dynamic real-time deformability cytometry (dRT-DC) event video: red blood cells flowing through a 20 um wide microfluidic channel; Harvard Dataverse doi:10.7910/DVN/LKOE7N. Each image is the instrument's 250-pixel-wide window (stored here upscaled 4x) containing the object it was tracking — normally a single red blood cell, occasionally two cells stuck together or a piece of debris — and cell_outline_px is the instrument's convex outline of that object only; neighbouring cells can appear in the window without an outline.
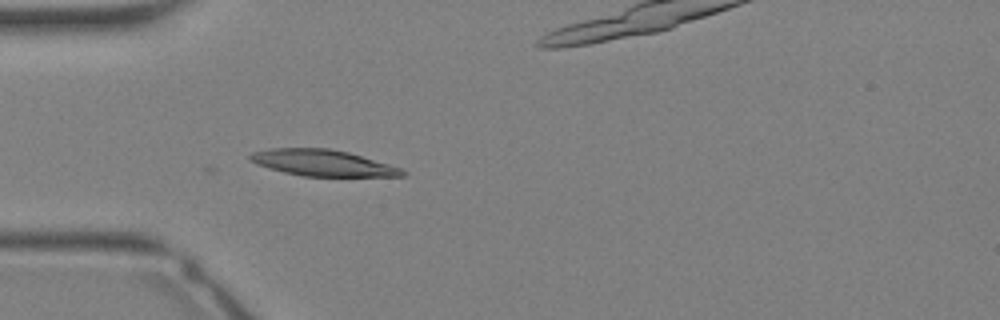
{"species": "Egyptian fruit bat (a non-hibernating species)", "species_latin": "Rousettus aegyptiacus", "temperature_condition": "warm", "stored_images_in_passage": 34, "camera_frame_rate_fps": 3000, "um_per_image_px": 0.085, "animal": {"sex": "female"}, "frame": {"image": 1, "passage_image": 10, "time_ms": 3.0, "image_size_px": [1000, 320], "cell_outline_px": [[408, 172], [404, 176], [304, 176], [284, 172], [256, 164], [248, 156], [252, 152], [268, 148], [328, 148], [348, 152], [388, 164], [400, 168]], "centroid_in_image_um": [27.41, 13.84], "position_along_channel_um": 57.6, "area_um2": 23.06}}
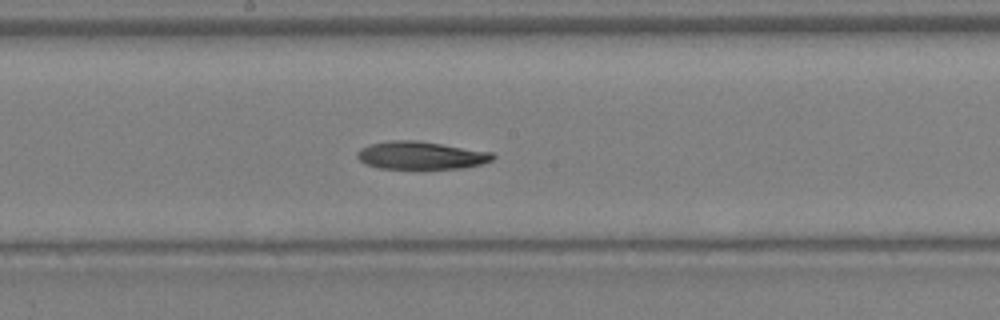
{"frame": {"image": 2, "passage_image": 18, "time_ms": 5.667, "image_size_px": [1000, 320], "cell_outline_px": [[496, 156], [492, 160], [480, 164], [464, 168], [380, 168], [364, 164], [356, 156], [356, 152], [360, 148], [368, 144], [388, 140], [416, 140], [492, 152]], "centroid_in_image_um": [35.73, 13.2], "position_along_channel_um": 212.5, "area_um2": 21.96}}
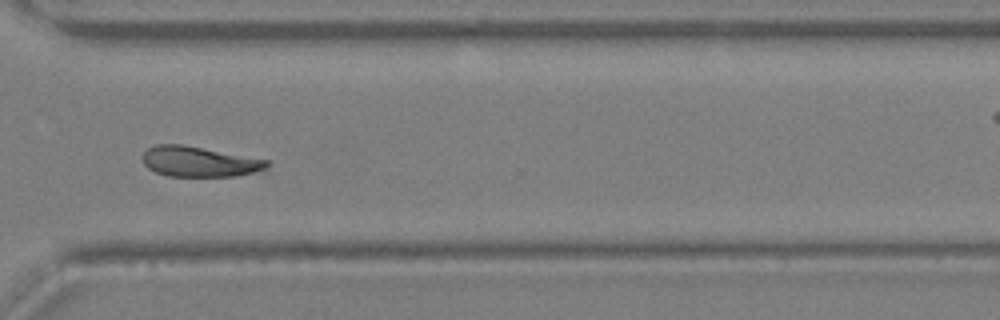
{"frame": {"image": 3, "passage_image": 25, "time_ms": 8.0, "image_size_px": [1000, 320], "cell_outline_px": [[268, 168], [236, 176], [168, 176], [156, 172], [148, 168], [144, 164], [144, 152], [148, 148], [156, 144], [180, 144], [268, 160]], "centroid_in_image_um": [16.91, 13.74], "position_along_channel_um": 353.7, "area_um2": 21.56}}